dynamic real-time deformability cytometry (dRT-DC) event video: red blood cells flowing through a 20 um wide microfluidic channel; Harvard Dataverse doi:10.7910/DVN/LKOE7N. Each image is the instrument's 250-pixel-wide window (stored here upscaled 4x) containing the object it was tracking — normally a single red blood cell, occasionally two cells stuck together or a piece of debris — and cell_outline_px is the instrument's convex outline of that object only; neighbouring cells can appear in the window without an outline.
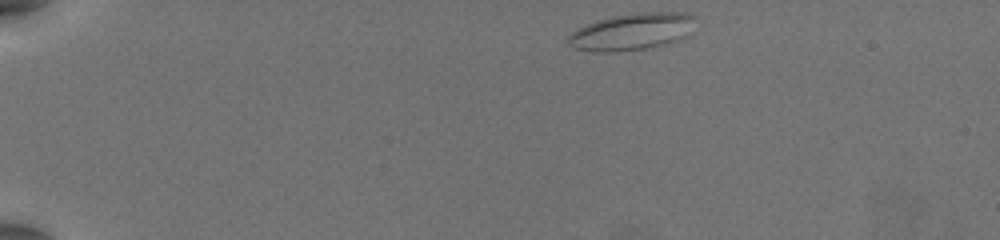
{"species": "common noctule bat (a hibernating species)", "species_latin": "Nyctalus noctula", "temperature_condition": "warm", "stored_images_in_passage": 46, "camera_frame_rate_fps": 3000, "um_per_image_px": 0.085, "animal": {"sex": "female", "body_mass_g": 19.5, "forearm_length_mm": 54.1}, "frame": {"image": 1, "passage_image": 1, "time_ms": 0.0, "image_size_px": [1000, 240], "cell_outline_px": [[696, 32], [680, 40], [668, 44], [644, 48], [616, 52], [592, 52], [572, 48], [568, 44], [568, 36], [576, 28], [596, 20], [612, 16], [640, 12], [692, 12], [696, 16]], "centroid_in_image_um": [53.81, 2.68], "position_along_channel_um": 31.2, "area_um2": 28.32}}
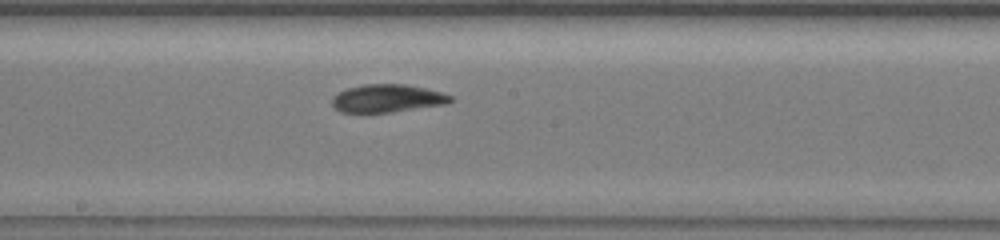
{"frame": {"image": 2, "passage_image": 23, "time_ms": 7.333, "image_size_px": [1000, 240], "cell_outline_px": [[452, 100], [444, 104], [392, 112], [340, 112], [332, 104], [332, 96], [348, 88], [364, 84], [404, 84], [424, 88], [440, 92], [452, 96]], "centroid_in_image_um": [32.89, 8.36], "position_along_channel_um": 215.3, "area_um2": 18.96}}
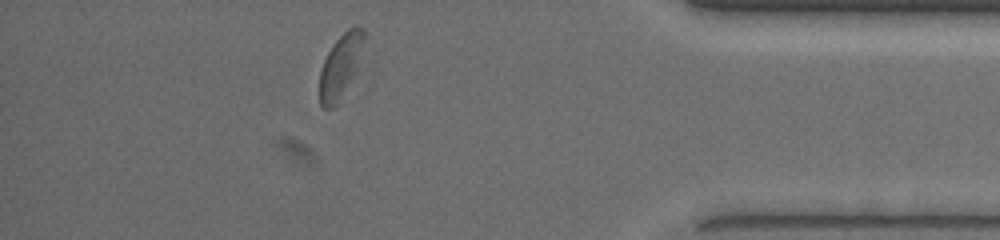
{"frame": {"image": 3, "passage_image": 40, "time_ms": 13.0, "image_size_px": [1000, 240], "cell_outline_px": [[368, 32], [356, 68], [348, 84], [332, 108], [324, 108], [320, 104], [320, 68], [332, 44], [348, 28], [364, 28]], "centroid_in_image_um": [28.95, 5.54], "position_along_channel_um": 406.3, "area_um2": 16.01}, "authors_computed_cell_mechanics": {"area_um2": 19.5653, "velocity_mm_per_s": 3.8604, "shape_relaxation_time_tau1_ms": 3.548, "shape_relaxation_time_tau2_ms": 2.7263, "deformation_change_tau1": 0.1142, "deformation_change_tau2": 0.0908}}